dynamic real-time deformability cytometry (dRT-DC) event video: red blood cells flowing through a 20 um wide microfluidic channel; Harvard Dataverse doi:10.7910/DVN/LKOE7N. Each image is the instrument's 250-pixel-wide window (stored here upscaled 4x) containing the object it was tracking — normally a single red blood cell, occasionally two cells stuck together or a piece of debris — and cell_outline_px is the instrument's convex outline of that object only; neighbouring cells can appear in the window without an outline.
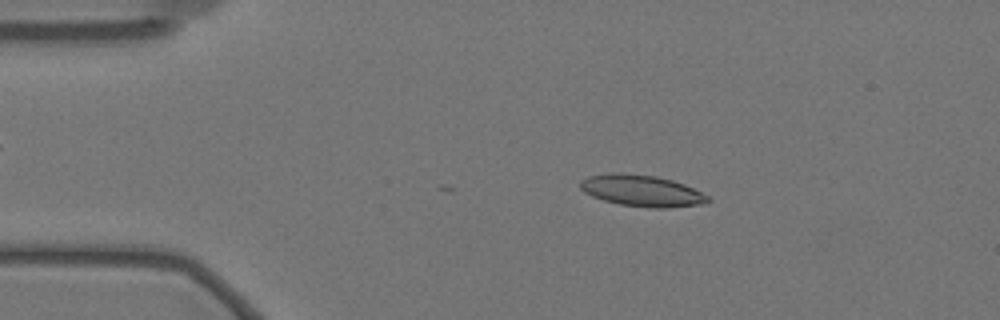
{"species": "Egyptian fruit bat (a non-hibernating species)", "species_latin": "Rousettus aegyptiacus", "temperature_condition": "warm", "stored_images_in_passage": 33, "camera_frame_rate_fps": 3000, "um_per_image_px": 0.085, "animal": {"sex": "female"}, "frame": {"image": 1, "passage_image": 11, "time_ms": 3.333, "image_size_px": [1000, 320], "cell_outline_px": [[712, 200], [708, 204], [668, 208], [652, 208], [620, 204], [604, 200], [592, 196], [584, 192], [580, 188], [580, 180], [588, 176], [608, 172], [620, 172], [656, 176], [672, 180], [684, 184], [708, 196]], "centroid_in_image_um": [54.56, 16.21], "position_along_channel_um": 30.4, "area_um2": 23.64}}
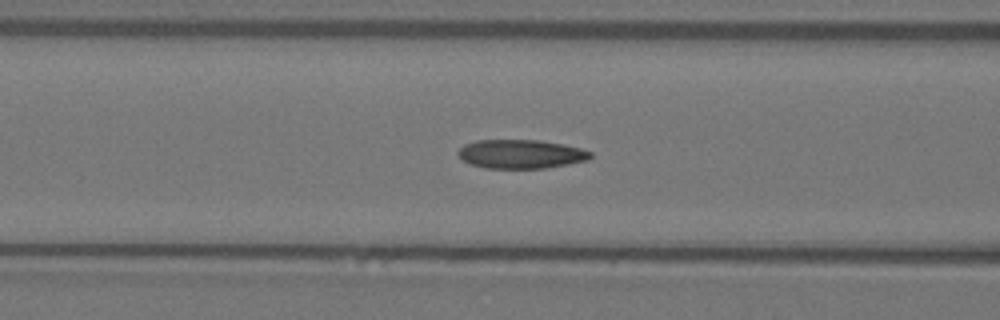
{"frame": {"image": 2, "passage_image": 23, "time_ms": 7.333, "image_size_px": [1000, 320], "cell_outline_px": [[592, 156], [588, 160], [568, 164], [544, 168], [484, 168], [472, 164], [464, 160], [456, 152], [464, 144], [476, 140], [540, 140], [564, 144], [580, 148], [592, 152]], "centroid_in_image_um": [44.29, 13.08], "position_along_channel_um": 122.3, "area_um2": 22.25}}
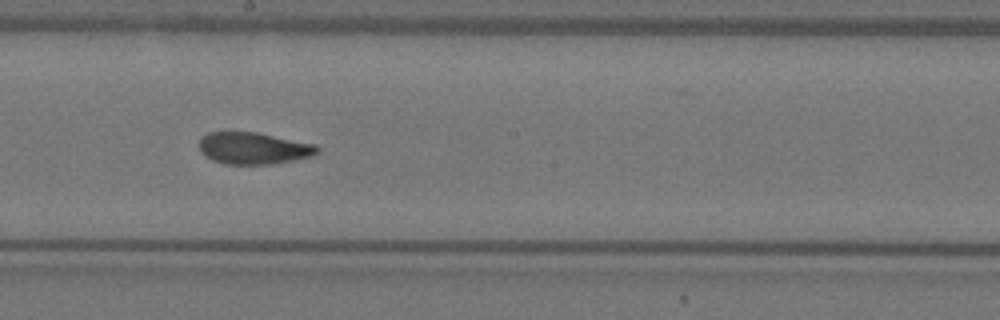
{"frame": {"image": 3, "passage_image": 32, "time_ms": 10.333, "image_size_px": [1000, 320], "cell_outline_px": [[320, 152], [312, 156], [272, 164], [224, 164], [212, 160], [204, 156], [200, 152], [200, 136], [208, 132], [256, 132], [316, 144], [320, 148]], "centroid_in_image_um": [21.54, 12.6], "position_along_channel_um": 226.7, "area_um2": 22.08}}